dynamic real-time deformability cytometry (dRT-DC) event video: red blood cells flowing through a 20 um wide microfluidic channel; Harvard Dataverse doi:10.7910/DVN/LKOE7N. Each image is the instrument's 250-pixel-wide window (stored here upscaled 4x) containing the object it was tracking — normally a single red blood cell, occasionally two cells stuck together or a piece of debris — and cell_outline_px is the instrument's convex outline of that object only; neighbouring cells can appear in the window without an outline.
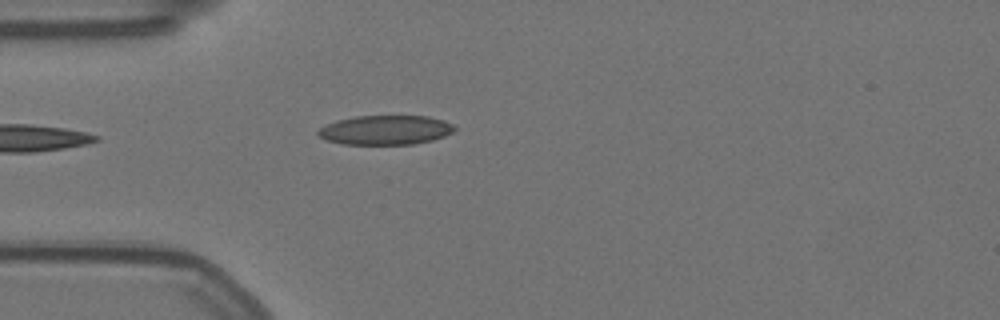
{"species": "Egyptian fruit bat (a non-hibernating species)", "species_latin": "Rousettus aegyptiacus", "temperature_condition": "warm", "stored_images_in_passage": 13, "camera_frame_rate_fps": 3000, "um_per_image_px": 0.085, "animal": {"sex": "female"}, "frame": {"image": 1, "passage_image": 1, "time_ms": 0.0, "image_size_px": [1000, 320], "cell_outline_px": [[456, 128], [452, 132], [444, 136], [432, 140], [412, 144], [344, 144], [328, 140], [316, 136], [316, 132], [320, 128], [328, 124], [340, 120], [356, 116], [428, 116], [444, 120], [452, 124]], "centroid_in_image_um": [32.77, 11.05], "position_along_channel_um": 52.2, "area_um2": 23.18}}
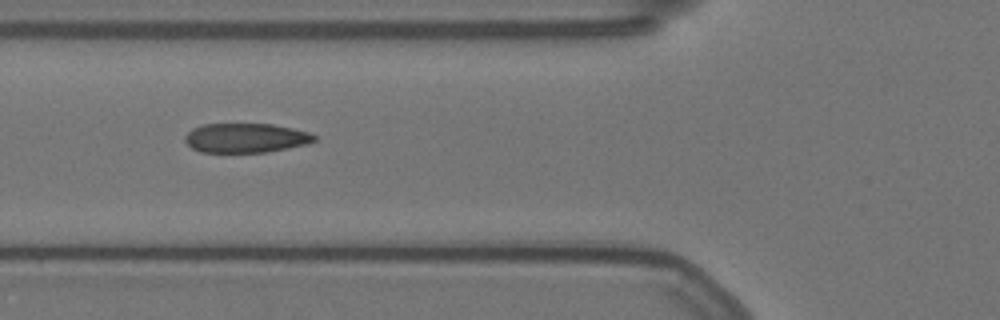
{"frame": {"image": 2, "passage_image": 6, "time_ms": 1.667, "image_size_px": [1000, 320], "cell_outline_px": [[316, 140], [308, 144], [288, 148], [264, 152], [200, 152], [192, 148], [184, 140], [184, 136], [192, 128], [204, 124], [272, 124], [292, 128], [308, 132], [316, 136]], "centroid_in_image_um": [20.88, 11.72], "position_along_channel_um": 104.9, "area_um2": 22.14}}
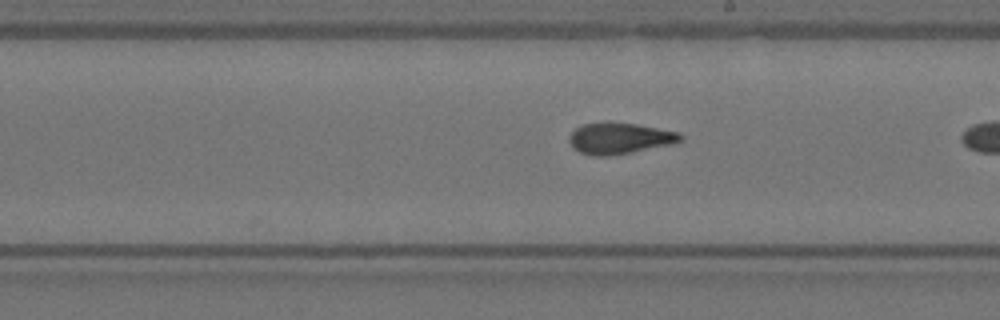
{"frame": {"image": 3, "passage_image": 11, "time_ms": 3.333, "image_size_px": [1000, 320], "cell_outline_px": [[684, 136], [680, 140], [672, 144], [632, 152], [608, 156], [592, 156], [580, 152], [572, 148], [568, 140], [568, 136], [576, 128], [584, 124], [636, 124], [680, 132]], "centroid_in_image_um": [52.66, 11.79], "position_along_channel_um": 236.3, "area_um2": 19.83}}